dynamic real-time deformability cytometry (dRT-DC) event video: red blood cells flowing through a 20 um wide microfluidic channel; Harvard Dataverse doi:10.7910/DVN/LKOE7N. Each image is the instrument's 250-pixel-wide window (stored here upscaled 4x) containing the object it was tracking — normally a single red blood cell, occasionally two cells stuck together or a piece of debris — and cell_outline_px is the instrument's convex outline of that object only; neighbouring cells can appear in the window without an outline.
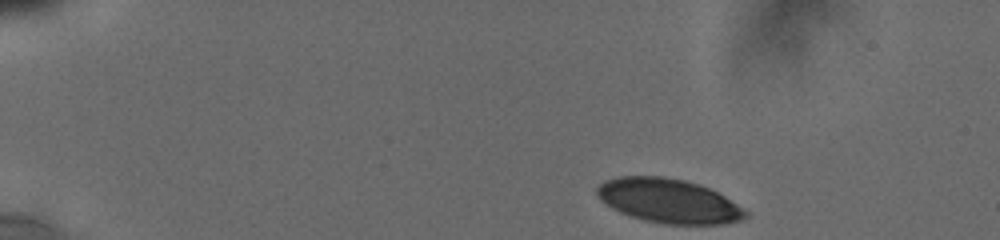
{"species": "human", "species_latin": "Homo sapiens", "temperature_condition": "cold", "stored_images_in_passage": 20, "camera_frame_rate_fps": 3000, "um_per_image_px": 0.085, "donor": {"sex": "male"}, "frame": {"image": 1, "passage_image": 1, "time_ms": 0.0, "image_size_px": [1000, 240], "cell_outline_px": [[748, 216], [744, 220], [728, 224], [664, 224], [644, 220], [620, 212], [604, 204], [596, 196], [596, 188], [604, 180], [616, 176], [664, 176], [684, 180], [700, 184], [724, 196], [744, 208], [748, 212]], "centroid_in_image_um": [56.83, 17.07], "position_along_channel_um": 28.2, "area_um2": 38.61}}
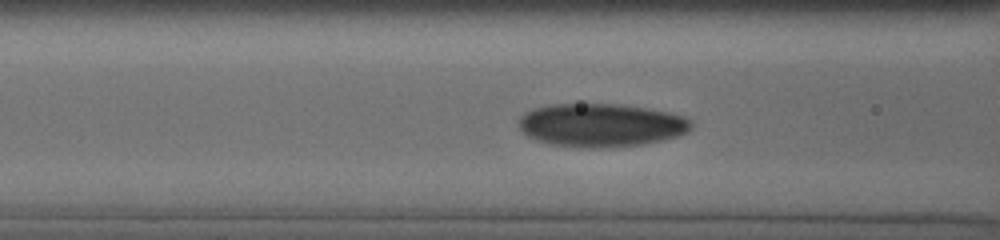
{"frame": {"image": 2, "passage_image": 13, "time_ms": 5.0, "image_size_px": [1000, 240], "cell_outline_px": [[692, 124], [684, 132], [676, 136], [644, 144], [608, 148], [580, 148], [548, 144], [536, 140], [528, 136], [520, 128], [520, 116], [524, 112], [536, 108], [552, 104], [612, 104], [644, 108], [664, 112], [680, 116], [692, 120]], "centroid_in_image_um": [51.02, 10.65], "position_along_channel_um": 115.6, "area_um2": 43.12}}
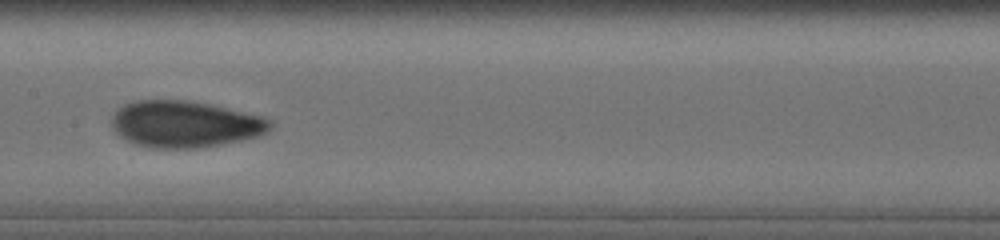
{"frame": {"image": 3, "passage_image": 18, "time_ms": 7.0, "image_size_px": [1000, 240], "cell_outline_px": [[272, 128], [268, 132], [256, 136], [240, 140], [220, 144], [196, 148], [152, 148], [136, 144], [124, 140], [112, 128], [112, 116], [116, 108], [124, 104], [136, 100], [188, 100], [208, 104], [260, 116], [268, 120], [272, 124]], "centroid_in_image_um": [15.65, 10.55], "position_along_channel_um": 191.8, "area_um2": 42.83}}